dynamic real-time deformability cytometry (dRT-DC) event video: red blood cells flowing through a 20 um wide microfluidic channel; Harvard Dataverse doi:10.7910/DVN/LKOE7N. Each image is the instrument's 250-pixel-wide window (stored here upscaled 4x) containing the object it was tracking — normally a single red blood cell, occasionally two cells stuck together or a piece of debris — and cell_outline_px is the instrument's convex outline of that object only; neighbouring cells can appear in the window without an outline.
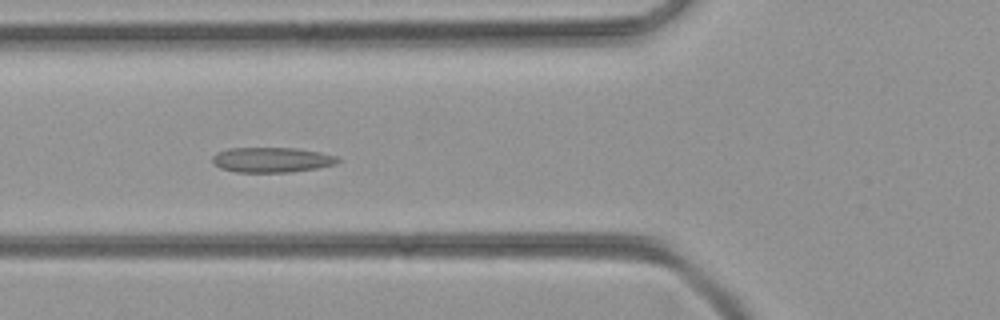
{"species": "common noctule bat (a hibernating species)", "species_latin": "Nyctalus noctula", "temperature_condition": "room temperature", "stored_images_in_passage": 43, "camera_frame_rate_fps": 3000, "um_per_image_px": 0.085, "animal": {"sex": "female", "body_mass_g": 21.9}, "frame": {"image": 1, "passage_image": 12, "time_ms": 3.667, "image_size_px": [1000, 320], "cell_outline_px": [[340, 160], [336, 164], [316, 168], [292, 172], [236, 172], [220, 168], [212, 164], [212, 156], [216, 152], [228, 148], [296, 148], [320, 152], [336, 156]], "centroid_in_image_um": [23.06, 13.58], "position_along_channel_um": 102.7, "area_um2": 18.44}}
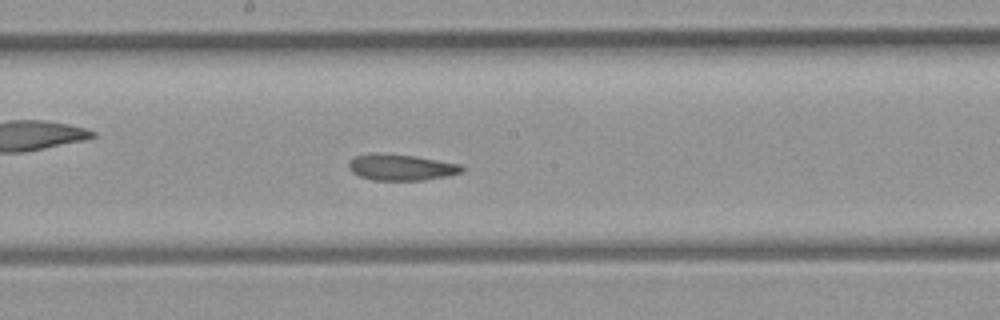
{"frame": {"image": 2, "passage_image": 20, "time_ms": 6.333, "image_size_px": [1000, 320], "cell_outline_px": [[464, 172], [448, 176], [424, 180], [372, 180], [360, 176], [352, 172], [348, 168], [348, 164], [356, 156], [372, 152], [384, 152], [416, 156], [460, 164], [464, 168]], "centroid_in_image_um": [34.1, 14.21], "position_along_channel_um": 214.1, "area_um2": 17.51}}
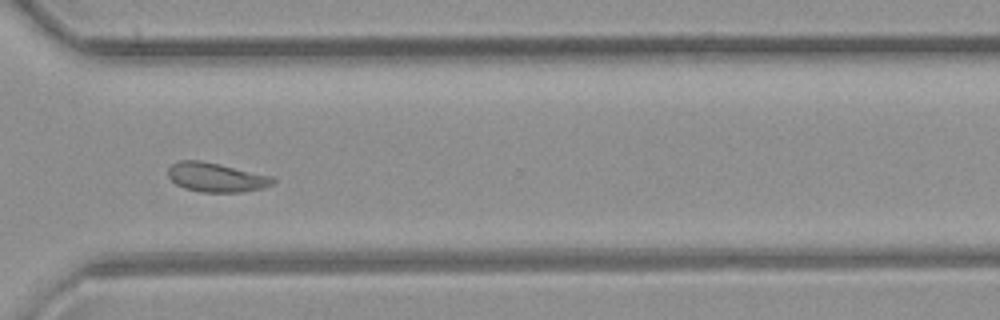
{"frame": {"image": 3, "passage_image": 30, "time_ms": 9.667, "image_size_px": [1000, 320], "cell_outline_px": [[276, 180], [272, 184], [264, 188], [244, 192], [200, 192], [184, 188], [176, 184], [168, 176], [168, 168], [172, 164], [180, 160], [200, 160], [220, 164], [272, 176]], "centroid_in_image_um": [18.38, 15.08], "position_along_channel_um": 352.2, "area_um2": 17.92}}